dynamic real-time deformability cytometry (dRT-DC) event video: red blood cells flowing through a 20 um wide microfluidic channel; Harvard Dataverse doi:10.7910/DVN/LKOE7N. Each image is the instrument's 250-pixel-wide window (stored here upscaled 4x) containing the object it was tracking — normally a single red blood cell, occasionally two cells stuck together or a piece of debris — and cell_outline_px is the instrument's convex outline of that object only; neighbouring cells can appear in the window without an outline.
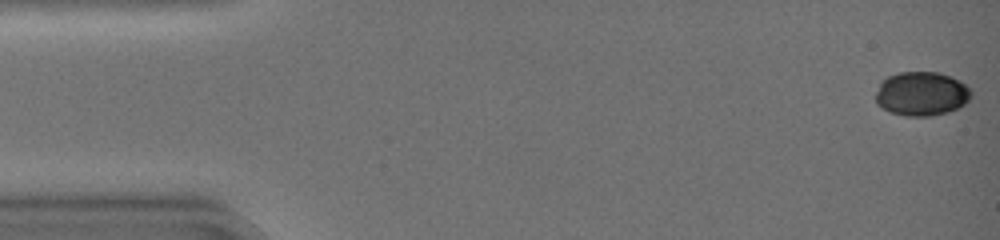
{"species": "common noctule bat (a hibernating species)", "species_latin": "Nyctalus noctula", "temperature_condition": "warm", "stored_images_in_passage": 46, "camera_frame_rate_fps": 3000, "um_per_image_px": 0.085, "animal": {"sex": "female", "body_mass_g": 19.0, "forearm_length_mm": 51.5}, "frame": {"image": 1, "passage_image": 1, "time_ms": 0.0, "image_size_px": [1000, 240], "cell_outline_px": [[972, 96], [964, 104], [948, 112], [928, 116], [908, 116], [892, 112], [876, 104], [876, 92], [880, 80], [888, 76], [900, 72], [940, 72], [960, 80], [972, 92]], "centroid_in_image_um": [78.32, 7.95], "position_along_channel_um": 6.7, "area_um2": 24.51}}
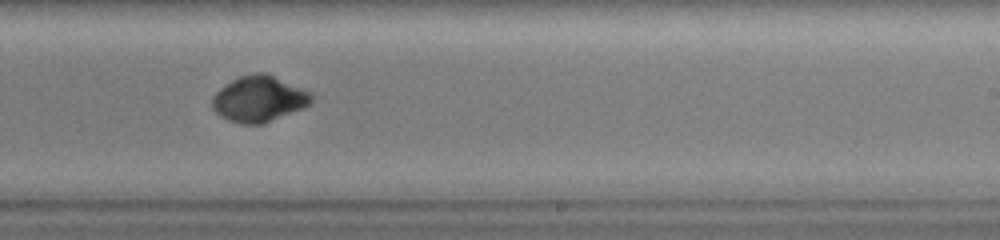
{"frame": {"image": 2, "passage_image": 29, "time_ms": 9.333, "image_size_px": [1000, 240], "cell_outline_px": [[316, 96], [304, 108], [264, 124], [240, 124], [228, 120], [220, 116], [212, 108], [212, 96], [220, 88], [232, 80], [240, 76], [264, 72], [312, 92]], "centroid_in_image_um": [22.03, 8.43], "position_along_channel_um": 267.0, "area_um2": 26.65}}
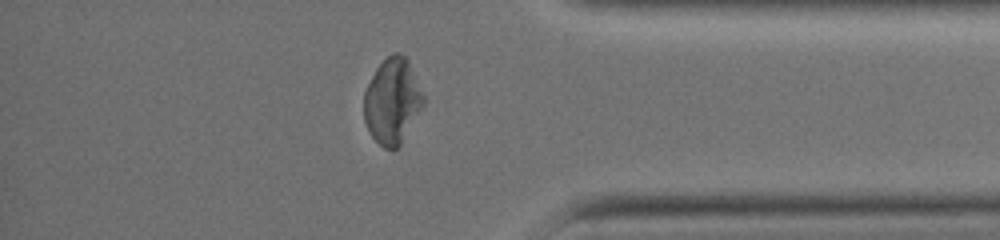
{"frame": {"image": 3, "passage_image": 39, "time_ms": 12.667, "image_size_px": [1000, 240], "cell_outline_px": [[424, 104], [400, 144], [396, 148], [384, 148], [372, 136], [364, 120], [364, 92], [376, 68], [392, 52], [400, 52], [408, 60], [424, 96]], "centroid_in_image_um": [33.34, 8.56], "position_along_channel_um": 401.9, "area_um2": 29.13}, "authors_computed_cell_mechanics": {"area_um2": 26.3857, "velocity_mm_per_s": 4.2547, "shape_relaxation_time_tau1_ms": 3.1617, "shape_relaxation_time_tau2_ms": 1.6001, "deformation_change_tau1": 0.1318, "deformation_change_tau2": 0.0176}}